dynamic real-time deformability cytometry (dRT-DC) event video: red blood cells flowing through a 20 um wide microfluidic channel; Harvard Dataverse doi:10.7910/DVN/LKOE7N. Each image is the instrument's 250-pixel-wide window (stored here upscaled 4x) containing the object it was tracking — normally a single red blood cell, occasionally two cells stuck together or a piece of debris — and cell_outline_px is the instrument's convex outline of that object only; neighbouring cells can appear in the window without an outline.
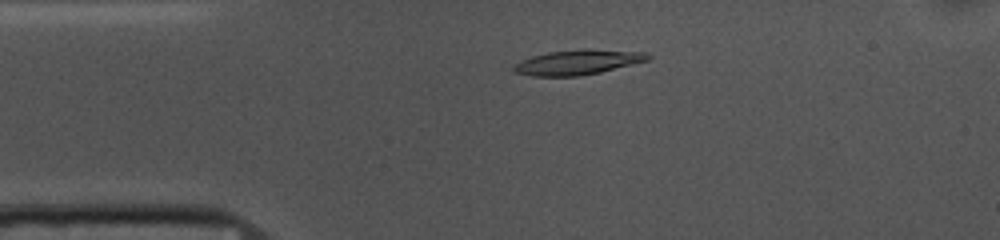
{"species": "common noctule bat (a hibernating species)", "species_latin": "Nyctalus noctula", "temperature_condition": "cold", "stored_images_in_passage": 52, "camera_frame_rate_fps": 3000, "um_per_image_px": 0.085, "animal": {"sex": "female", "body_mass_g": 10.0, "forearm_length_mm": 53.1}, "frame": {"image": 1, "passage_image": 10, "time_ms": 3.0, "image_size_px": [1000, 240], "cell_outline_px": [[652, 56], [648, 60], [600, 72], [580, 76], [532, 76], [516, 72], [512, 68], [512, 64], [520, 60], [532, 56], [548, 52], [584, 48], [588, 48], [644, 52]], "centroid_in_image_um": [49.08, 5.28], "position_along_channel_um": 35.9, "area_um2": 19.59}}
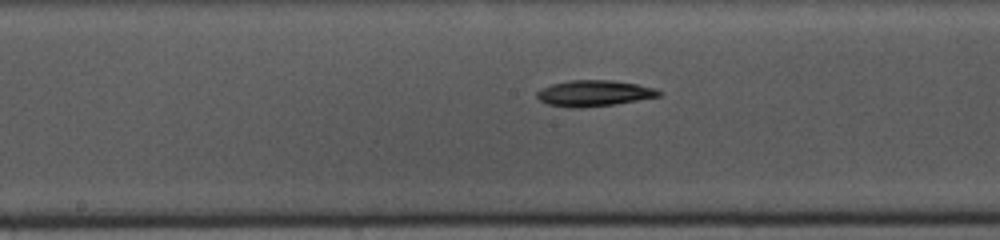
{"frame": {"image": 2, "passage_image": 25, "time_ms": 8.0, "image_size_px": [1000, 240], "cell_outline_px": [[664, 92], [660, 96], [612, 104], [580, 108], [568, 108], [548, 104], [540, 100], [536, 96], [536, 92], [552, 84], [568, 80], [612, 80], [636, 84], [656, 88]], "centroid_in_image_um": [50.5, 7.92], "position_along_channel_um": 197.7, "area_um2": 18.38}}
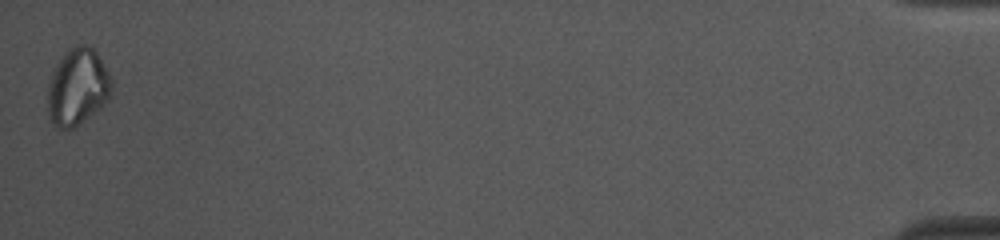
{"frame": {"image": 3, "passage_image": 52, "time_ms": 17.0, "image_size_px": [1000, 240], "cell_outline_px": [[112, 92], [100, 108], [84, 120], [72, 128], [64, 132], [52, 124], [48, 116], [48, 84], [52, 72], [60, 56], [68, 48], [76, 44], [88, 44], [96, 52], [112, 76]], "centroid_in_image_um": [6.58, 7.38], "position_along_channel_um": 428.6, "area_um2": 29.07}}